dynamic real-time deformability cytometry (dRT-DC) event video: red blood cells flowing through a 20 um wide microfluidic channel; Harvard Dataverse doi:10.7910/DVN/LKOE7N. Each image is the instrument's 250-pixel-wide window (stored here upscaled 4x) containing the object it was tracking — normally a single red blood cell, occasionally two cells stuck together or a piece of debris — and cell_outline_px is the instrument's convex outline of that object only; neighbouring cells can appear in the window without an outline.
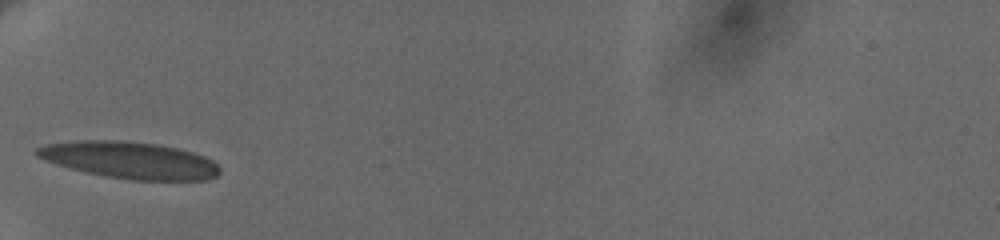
{"species": "human", "species_latin": "Homo sapiens", "temperature_condition": "cold", "stored_images_in_passage": 19, "camera_frame_rate_fps": 3000, "um_per_image_px": 0.085, "donor": {"sex": "female"}, "frame": {"image": 1, "passage_image": 1, "time_ms": 0.0, "image_size_px": [1000, 240], "cell_outline_px": [[220, 172], [216, 176], [208, 180], [132, 180], [108, 176], [68, 168], [44, 160], [36, 156], [32, 152], [36, 148], [44, 144], [76, 140], [124, 140], [156, 144], [176, 148], [192, 152], [204, 156], [212, 160], [220, 168]], "centroid_in_image_um": [10.99, 13.6], "position_along_channel_um": 74.0, "area_um2": 39.36}}
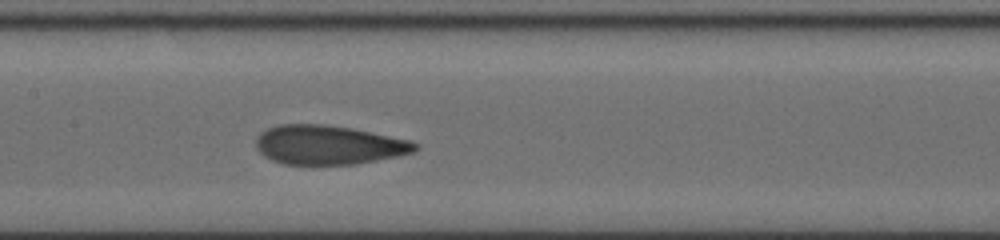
{"frame": {"image": 2, "passage_image": 12, "time_ms": 3.0, "image_size_px": [1000, 240], "cell_outline_px": [[420, 148], [416, 152], [400, 156], [356, 164], [284, 164], [272, 160], [264, 156], [256, 148], [256, 140], [260, 132], [268, 128], [280, 124], [320, 124], [348, 128], [412, 140], [420, 144]], "centroid_in_image_um": [27.97, 12.32], "position_along_channel_um": 179.4, "area_um2": 36.41}}
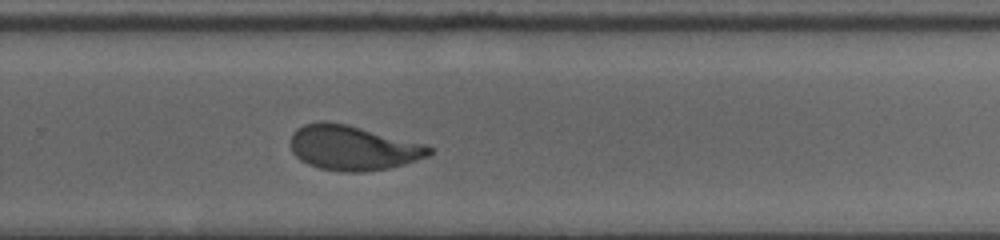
{"frame": {"image": 3, "passage_image": 19, "time_ms": 6.333, "image_size_px": [1000, 240], "cell_outline_px": [[436, 148], [428, 156], [404, 164], [388, 168], [364, 172], [344, 172], [320, 168], [308, 164], [300, 160], [292, 152], [292, 132], [296, 128], [304, 124], [324, 120], [344, 124], [428, 144]], "centroid_in_image_um": [30.03, 12.56], "position_along_channel_um": 299.8, "area_um2": 36.24}}